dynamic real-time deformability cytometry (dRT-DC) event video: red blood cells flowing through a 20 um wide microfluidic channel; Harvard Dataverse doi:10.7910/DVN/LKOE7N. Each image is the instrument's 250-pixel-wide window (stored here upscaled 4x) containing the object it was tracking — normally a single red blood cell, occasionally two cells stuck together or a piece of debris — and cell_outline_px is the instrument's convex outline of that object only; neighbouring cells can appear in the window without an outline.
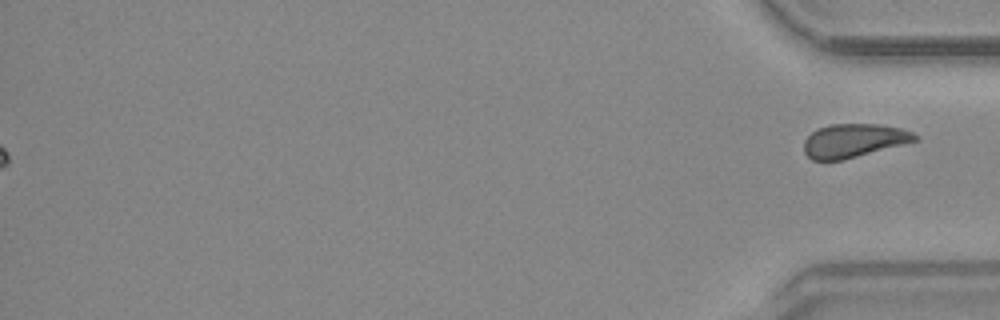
{"species": "common noctule bat (a hibernating species)", "species_latin": "Nyctalus noctula", "temperature_condition": "warm", "stored_images_in_passage": 46, "segment_of_instrument_passage": [2, 2], "camera_frame_rate_fps": 3000, "um_per_image_px": 0.085, "animal": {"sex": "male", "body_mass_g": 20.4}, "frame": {"image": 1, "passage_image": 46, "time_ms": 15.0, "image_size_px": [1000, 320], "cell_outline_px": [[920, 140], [844, 160], [812, 160], [804, 152], [804, 140], [816, 128], [832, 124], [880, 124], [900, 128], [912, 132], [920, 136]], "centroid_in_image_um": [72.59, 11.95], "position_along_channel_um": 362.6, "area_um2": 21.96}}